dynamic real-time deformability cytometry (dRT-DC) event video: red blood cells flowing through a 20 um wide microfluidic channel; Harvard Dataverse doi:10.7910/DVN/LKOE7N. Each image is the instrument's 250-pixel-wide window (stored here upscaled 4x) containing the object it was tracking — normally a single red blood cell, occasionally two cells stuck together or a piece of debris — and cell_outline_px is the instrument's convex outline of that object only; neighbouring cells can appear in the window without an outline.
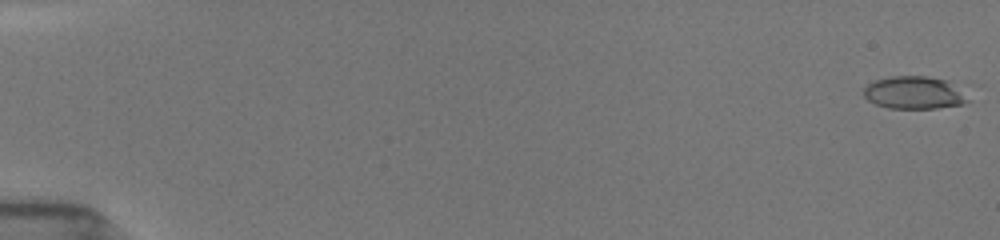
{"species": "common noctule bat (a hibernating species)", "species_latin": "Nyctalus noctula", "temperature_condition": "room temperature", "stored_images_in_passage": 55, "camera_frame_rate_fps": 3000, "um_per_image_px": 0.085, "animal": {"sex": "female", "body_mass_g": 19.5, "forearm_length_mm": 54.1}, "frame": {"image": 1, "passage_image": 1, "time_ms": 0.0, "image_size_px": [1000, 240], "cell_outline_px": [[972, 100], [964, 104], [936, 108], [888, 108], [876, 104], [868, 100], [864, 96], [864, 88], [872, 80], [892, 76], [928, 76], [948, 80]], "centroid_in_image_um": [77.71, 7.87], "position_along_channel_um": 7.3, "area_um2": 19.94}}
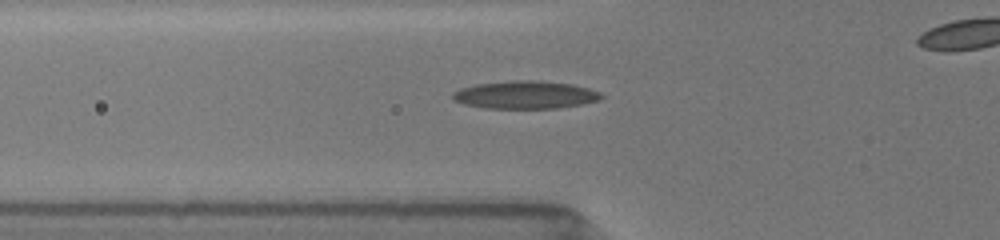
{"frame": {"image": 2, "passage_image": 33, "time_ms": 6.333, "image_size_px": [1000, 240], "cell_outline_px": [[604, 96], [600, 100], [580, 104], [556, 108], [484, 108], [464, 104], [452, 100], [452, 92], [460, 88], [476, 84], [508, 80], [540, 80], [572, 84], [588, 88], [600, 92]], "centroid_in_image_um": [44.62, 8.05], "position_along_channel_um": 81.2, "area_um2": 24.28}}
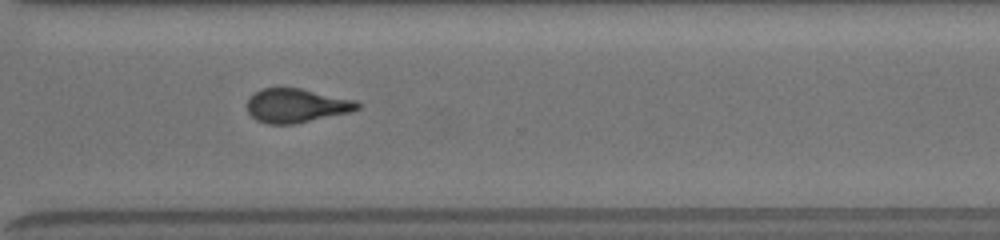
{"frame": {"image": 3, "passage_image": 54, "time_ms": 13.0, "image_size_px": [1000, 240], "cell_outline_px": [[360, 108], [352, 112], [292, 124], [268, 124], [256, 120], [248, 112], [248, 96], [260, 88], [300, 88], [356, 100], [360, 104]], "centroid_in_image_um": [25.19, 8.97], "position_along_channel_um": 345.4, "area_um2": 21.91}}